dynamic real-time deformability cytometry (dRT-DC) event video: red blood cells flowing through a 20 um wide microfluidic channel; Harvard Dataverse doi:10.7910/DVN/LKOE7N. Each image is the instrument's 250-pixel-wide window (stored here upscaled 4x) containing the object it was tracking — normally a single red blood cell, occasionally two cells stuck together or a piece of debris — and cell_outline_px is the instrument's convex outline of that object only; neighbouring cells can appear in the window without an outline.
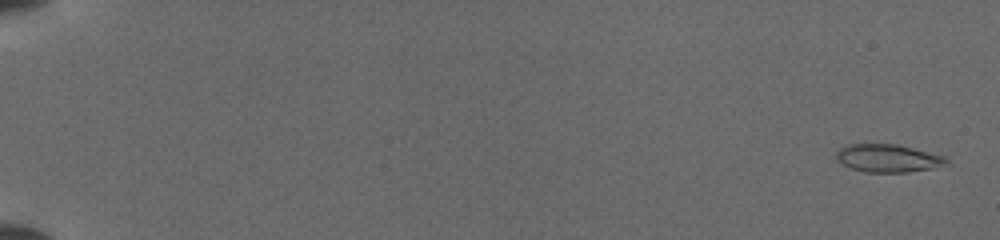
{"species": "common noctule bat (a hibernating species)", "species_latin": "Nyctalus noctula", "temperature_condition": "cold", "stored_images_in_passage": 9, "camera_frame_rate_fps": 3000, "um_per_image_px": 0.085, "animal": {"sex": "female", "body_mass_g": 19.5, "forearm_length_mm": 54.1}, "frame": {"image": 1, "passage_image": 1, "time_ms": 0.0, "image_size_px": [1000, 240], "cell_outline_px": [[952, 164], [932, 168], [908, 172], [864, 172], [852, 168], [836, 160], [836, 152], [840, 148], [848, 144], [896, 144], [944, 156]], "centroid_in_image_um": [75.49, 13.45], "position_along_channel_um": 9.5, "area_um2": 17.86}}